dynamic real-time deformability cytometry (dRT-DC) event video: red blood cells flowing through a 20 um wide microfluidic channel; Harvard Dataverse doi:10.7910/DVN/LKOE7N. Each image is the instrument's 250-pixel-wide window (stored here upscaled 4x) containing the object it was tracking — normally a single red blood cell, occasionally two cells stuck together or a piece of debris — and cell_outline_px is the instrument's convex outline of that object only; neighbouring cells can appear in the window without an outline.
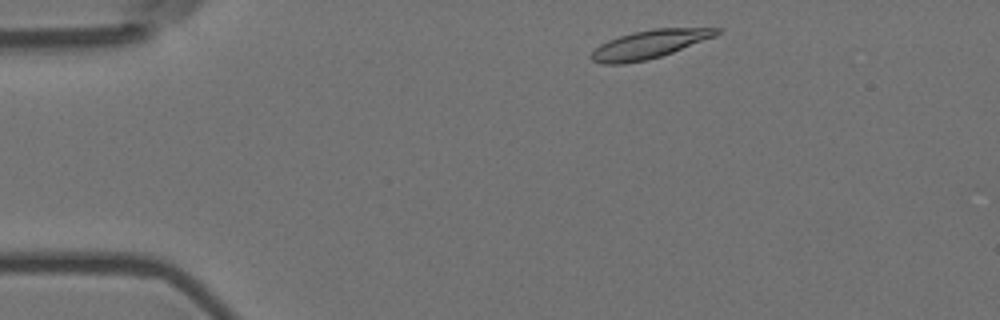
{"species": "Egyptian fruit bat (a non-hibernating species)", "species_latin": "Rousettus aegyptiacus", "temperature_condition": "room temperature", "stored_images_in_passage": 3, "camera_frame_rate_fps": 3000, "um_per_image_px": 0.085, "animal": {"sex": "female"}, "frame": {"image": 1, "passage_image": 1, "time_ms": 0.0, "image_size_px": [1000, 320], "cell_outline_px": [[720, 32], [716, 36], [672, 52], [648, 60], [624, 64], [604, 64], [592, 60], [588, 56], [600, 44], [608, 40], [632, 32], [652, 28], [720, 28]], "centroid_in_image_um": [55.17, 3.77], "position_along_channel_um": 29.8, "area_um2": 20.63}}